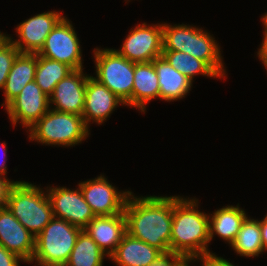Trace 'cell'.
Masks as SVG:
<instances>
[{
	"mask_svg": "<svg viewBox=\"0 0 267 266\" xmlns=\"http://www.w3.org/2000/svg\"><path fill=\"white\" fill-rule=\"evenodd\" d=\"M96 77L100 83L120 98L125 106L132 107L135 63L113 48H94Z\"/></svg>",
	"mask_w": 267,
	"mask_h": 266,
	"instance_id": "obj_6",
	"label": "cell"
},
{
	"mask_svg": "<svg viewBox=\"0 0 267 266\" xmlns=\"http://www.w3.org/2000/svg\"><path fill=\"white\" fill-rule=\"evenodd\" d=\"M79 41L72 22L64 17L49 33L44 46L37 54L67 64L73 70L84 69Z\"/></svg>",
	"mask_w": 267,
	"mask_h": 266,
	"instance_id": "obj_8",
	"label": "cell"
},
{
	"mask_svg": "<svg viewBox=\"0 0 267 266\" xmlns=\"http://www.w3.org/2000/svg\"><path fill=\"white\" fill-rule=\"evenodd\" d=\"M202 262V266H235V264L229 262L221 256H217L215 253L207 254L203 257L196 259L194 262Z\"/></svg>",
	"mask_w": 267,
	"mask_h": 266,
	"instance_id": "obj_30",
	"label": "cell"
},
{
	"mask_svg": "<svg viewBox=\"0 0 267 266\" xmlns=\"http://www.w3.org/2000/svg\"><path fill=\"white\" fill-rule=\"evenodd\" d=\"M196 198L173 196L170 250L185 255L192 264L213 253L208 249L209 214L198 210Z\"/></svg>",
	"mask_w": 267,
	"mask_h": 266,
	"instance_id": "obj_2",
	"label": "cell"
},
{
	"mask_svg": "<svg viewBox=\"0 0 267 266\" xmlns=\"http://www.w3.org/2000/svg\"><path fill=\"white\" fill-rule=\"evenodd\" d=\"M15 218L35 237L52 220V204L40 186L27 181L13 184L5 204Z\"/></svg>",
	"mask_w": 267,
	"mask_h": 266,
	"instance_id": "obj_3",
	"label": "cell"
},
{
	"mask_svg": "<svg viewBox=\"0 0 267 266\" xmlns=\"http://www.w3.org/2000/svg\"><path fill=\"white\" fill-rule=\"evenodd\" d=\"M120 105L123 106L125 103L93 76H88L82 113L88 128L91 122L102 125Z\"/></svg>",
	"mask_w": 267,
	"mask_h": 266,
	"instance_id": "obj_15",
	"label": "cell"
},
{
	"mask_svg": "<svg viewBox=\"0 0 267 266\" xmlns=\"http://www.w3.org/2000/svg\"><path fill=\"white\" fill-rule=\"evenodd\" d=\"M59 11H47L20 22L16 27L19 39L6 34L20 53H38L44 46L47 36L65 17Z\"/></svg>",
	"mask_w": 267,
	"mask_h": 266,
	"instance_id": "obj_12",
	"label": "cell"
},
{
	"mask_svg": "<svg viewBox=\"0 0 267 266\" xmlns=\"http://www.w3.org/2000/svg\"><path fill=\"white\" fill-rule=\"evenodd\" d=\"M257 55V57L261 60L264 68L267 71V34H263V40L257 51Z\"/></svg>",
	"mask_w": 267,
	"mask_h": 266,
	"instance_id": "obj_33",
	"label": "cell"
},
{
	"mask_svg": "<svg viewBox=\"0 0 267 266\" xmlns=\"http://www.w3.org/2000/svg\"><path fill=\"white\" fill-rule=\"evenodd\" d=\"M81 231L64 219L53 217L35 237V252L30 264L36 261L38 266H65Z\"/></svg>",
	"mask_w": 267,
	"mask_h": 266,
	"instance_id": "obj_5",
	"label": "cell"
},
{
	"mask_svg": "<svg viewBox=\"0 0 267 266\" xmlns=\"http://www.w3.org/2000/svg\"><path fill=\"white\" fill-rule=\"evenodd\" d=\"M162 56L179 73L186 76L192 82L196 75H203L209 78H218L219 75L204 61L194 56L179 51H163Z\"/></svg>",
	"mask_w": 267,
	"mask_h": 266,
	"instance_id": "obj_26",
	"label": "cell"
},
{
	"mask_svg": "<svg viewBox=\"0 0 267 266\" xmlns=\"http://www.w3.org/2000/svg\"><path fill=\"white\" fill-rule=\"evenodd\" d=\"M105 257L109 258L97 243L82 230L65 266H103Z\"/></svg>",
	"mask_w": 267,
	"mask_h": 266,
	"instance_id": "obj_24",
	"label": "cell"
},
{
	"mask_svg": "<svg viewBox=\"0 0 267 266\" xmlns=\"http://www.w3.org/2000/svg\"><path fill=\"white\" fill-rule=\"evenodd\" d=\"M189 25L163 23V51L188 53Z\"/></svg>",
	"mask_w": 267,
	"mask_h": 266,
	"instance_id": "obj_27",
	"label": "cell"
},
{
	"mask_svg": "<svg viewBox=\"0 0 267 266\" xmlns=\"http://www.w3.org/2000/svg\"><path fill=\"white\" fill-rule=\"evenodd\" d=\"M248 217L245 210L236 206L227 205L209 214V239L213 240L215 235L227 241L230 245L241 228V225Z\"/></svg>",
	"mask_w": 267,
	"mask_h": 266,
	"instance_id": "obj_21",
	"label": "cell"
},
{
	"mask_svg": "<svg viewBox=\"0 0 267 266\" xmlns=\"http://www.w3.org/2000/svg\"><path fill=\"white\" fill-rule=\"evenodd\" d=\"M37 53H19L15 58L3 87L6 107L31 81L35 80Z\"/></svg>",
	"mask_w": 267,
	"mask_h": 266,
	"instance_id": "obj_20",
	"label": "cell"
},
{
	"mask_svg": "<svg viewBox=\"0 0 267 266\" xmlns=\"http://www.w3.org/2000/svg\"><path fill=\"white\" fill-rule=\"evenodd\" d=\"M263 220L267 223V214L264 216Z\"/></svg>",
	"mask_w": 267,
	"mask_h": 266,
	"instance_id": "obj_38",
	"label": "cell"
},
{
	"mask_svg": "<svg viewBox=\"0 0 267 266\" xmlns=\"http://www.w3.org/2000/svg\"><path fill=\"white\" fill-rule=\"evenodd\" d=\"M5 35H6L5 33H2V32L0 31V40H1Z\"/></svg>",
	"mask_w": 267,
	"mask_h": 266,
	"instance_id": "obj_37",
	"label": "cell"
},
{
	"mask_svg": "<svg viewBox=\"0 0 267 266\" xmlns=\"http://www.w3.org/2000/svg\"><path fill=\"white\" fill-rule=\"evenodd\" d=\"M127 233L161 251L170 250L173 196H136L127 199Z\"/></svg>",
	"mask_w": 267,
	"mask_h": 266,
	"instance_id": "obj_1",
	"label": "cell"
},
{
	"mask_svg": "<svg viewBox=\"0 0 267 266\" xmlns=\"http://www.w3.org/2000/svg\"><path fill=\"white\" fill-rule=\"evenodd\" d=\"M85 201L95 216H111L124 213L129 190L118 191L104 175L78 183Z\"/></svg>",
	"mask_w": 267,
	"mask_h": 266,
	"instance_id": "obj_9",
	"label": "cell"
},
{
	"mask_svg": "<svg viewBox=\"0 0 267 266\" xmlns=\"http://www.w3.org/2000/svg\"><path fill=\"white\" fill-rule=\"evenodd\" d=\"M1 149H3V153L2 154H5L4 156L7 157L6 155V152H7V149H6V143L3 142L1 143V146H0ZM4 157V159L1 160L0 162V175L3 176V177H6L5 175L7 174V165H6V158Z\"/></svg>",
	"mask_w": 267,
	"mask_h": 266,
	"instance_id": "obj_34",
	"label": "cell"
},
{
	"mask_svg": "<svg viewBox=\"0 0 267 266\" xmlns=\"http://www.w3.org/2000/svg\"><path fill=\"white\" fill-rule=\"evenodd\" d=\"M83 70H73L56 84L53 93L49 96L51 109L82 116L85 104V89L89 76L83 73Z\"/></svg>",
	"mask_w": 267,
	"mask_h": 266,
	"instance_id": "obj_13",
	"label": "cell"
},
{
	"mask_svg": "<svg viewBox=\"0 0 267 266\" xmlns=\"http://www.w3.org/2000/svg\"><path fill=\"white\" fill-rule=\"evenodd\" d=\"M188 54L206 62L220 78L224 79L227 76L220 46L215 38L202 27L189 25Z\"/></svg>",
	"mask_w": 267,
	"mask_h": 266,
	"instance_id": "obj_17",
	"label": "cell"
},
{
	"mask_svg": "<svg viewBox=\"0 0 267 266\" xmlns=\"http://www.w3.org/2000/svg\"><path fill=\"white\" fill-rule=\"evenodd\" d=\"M50 109L49 96L35 80L26 84L22 91L5 107L9 120L15 127L19 122L30 129Z\"/></svg>",
	"mask_w": 267,
	"mask_h": 266,
	"instance_id": "obj_11",
	"label": "cell"
},
{
	"mask_svg": "<svg viewBox=\"0 0 267 266\" xmlns=\"http://www.w3.org/2000/svg\"><path fill=\"white\" fill-rule=\"evenodd\" d=\"M27 132L40 144L72 147L90 135L82 116L49 109Z\"/></svg>",
	"mask_w": 267,
	"mask_h": 266,
	"instance_id": "obj_4",
	"label": "cell"
},
{
	"mask_svg": "<svg viewBox=\"0 0 267 266\" xmlns=\"http://www.w3.org/2000/svg\"><path fill=\"white\" fill-rule=\"evenodd\" d=\"M72 71L73 69L67 64L37 54L35 82L47 96H50L56 84Z\"/></svg>",
	"mask_w": 267,
	"mask_h": 266,
	"instance_id": "obj_25",
	"label": "cell"
},
{
	"mask_svg": "<svg viewBox=\"0 0 267 266\" xmlns=\"http://www.w3.org/2000/svg\"><path fill=\"white\" fill-rule=\"evenodd\" d=\"M83 230L110 256L127 233L125 214L95 216Z\"/></svg>",
	"mask_w": 267,
	"mask_h": 266,
	"instance_id": "obj_16",
	"label": "cell"
},
{
	"mask_svg": "<svg viewBox=\"0 0 267 266\" xmlns=\"http://www.w3.org/2000/svg\"><path fill=\"white\" fill-rule=\"evenodd\" d=\"M0 245L30 263L35 252V236L29 232L5 205L0 207Z\"/></svg>",
	"mask_w": 267,
	"mask_h": 266,
	"instance_id": "obj_14",
	"label": "cell"
},
{
	"mask_svg": "<svg viewBox=\"0 0 267 266\" xmlns=\"http://www.w3.org/2000/svg\"><path fill=\"white\" fill-rule=\"evenodd\" d=\"M161 250L126 233L109 256L117 266H148Z\"/></svg>",
	"mask_w": 267,
	"mask_h": 266,
	"instance_id": "obj_19",
	"label": "cell"
},
{
	"mask_svg": "<svg viewBox=\"0 0 267 266\" xmlns=\"http://www.w3.org/2000/svg\"><path fill=\"white\" fill-rule=\"evenodd\" d=\"M46 191L52 204L54 217L64 219L82 230L95 217L79 185L74 190L64 186H47Z\"/></svg>",
	"mask_w": 267,
	"mask_h": 266,
	"instance_id": "obj_10",
	"label": "cell"
},
{
	"mask_svg": "<svg viewBox=\"0 0 267 266\" xmlns=\"http://www.w3.org/2000/svg\"><path fill=\"white\" fill-rule=\"evenodd\" d=\"M134 85L132 88V107L146 112V105L159 98L158 75L153 62L135 63Z\"/></svg>",
	"mask_w": 267,
	"mask_h": 266,
	"instance_id": "obj_22",
	"label": "cell"
},
{
	"mask_svg": "<svg viewBox=\"0 0 267 266\" xmlns=\"http://www.w3.org/2000/svg\"><path fill=\"white\" fill-rule=\"evenodd\" d=\"M261 19L264 28L263 34H267V12L264 15H262Z\"/></svg>",
	"mask_w": 267,
	"mask_h": 266,
	"instance_id": "obj_36",
	"label": "cell"
},
{
	"mask_svg": "<svg viewBox=\"0 0 267 266\" xmlns=\"http://www.w3.org/2000/svg\"><path fill=\"white\" fill-rule=\"evenodd\" d=\"M152 62L158 75L159 99L171 102L185 98L193 82L172 67L163 56Z\"/></svg>",
	"mask_w": 267,
	"mask_h": 266,
	"instance_id": "obj_18",
	"label": "cell"
},
{
	"mask_svg": "<svg viewBox=\"0 0 267 266\" xmlns=\"http://www.w3.org/2000/svg\"><path fill=\"white\" fill-rule=\"evenodd\" d=\"M19 181H11L7 177H3L0 175V207L5 206L6 200H7V195L10 187L13 184L19 183Z\"/></svg>",
	"mask_w": 267,
	"mask_h": 266,
	"instance_id": "obj_32",
	"label": "cell"
},
{
	"mask_svg": "<svg viewBox=\"0 0 267 266\" xmlns=\"http://www.w3.org/2000/svg\"><path fill=\"white\" fill-rule=\"evenodd\" d=\"M230 246L237 255L244 257H258L263 254L260 220L247 217Z\"/></svg>",
	"mask_w": 267,
	"mask_h": 266,
	"instance_id": "obj_23",
	"label": "cell"
},
{
	"mask_svg": "<svg viewBox=\"0 0 267 266\" xmlns=\"http://www.w3.org/2000/svg\"><path fill=\"white\" fill-rule=\"evenodd\" d=\"M115 50L134 63L152 62L155 58L162 56L163 23L137 24L130 29L121 48Z\"/></svg>",
	"mask_w": 267,
	"mask_h": 266,
	"instance_id": "obj_7",
	"label": "cell"
},
{
	"mask_svg": "<svg viewBox=\"0 0 267 266\" xmlns=\"http://www.w3.org/2000/svg\"><path fill=\"white\" fill-rule=\"evenodd\" d=\"M191 261L183 254L173 250L161 251L148 266H188Z\"/></svg>",
	"mask_w": 267,
	"mask_h": 266,
	"instance_id": "obj_29",
	"label": "cell"
},
{
	"mask_svg": "<svg viewBox=\"0 0 267 266\" xmlns=\"http://www.w3.org/2000/svg\"><path fill=\"white\" fill-rule=\"evenodd\" d=\"M261 239L264 252L267 251V223L262 219L260 220Z\"/></svg>",
	"mask_w": 267,
	"mask_h": 266,
	"instance_id": "obj_35",
	"label": "cell"
},
{
	"mask_svg": "<svg viewBox=\"0 0 267 266\" xmlns=\"http://www.w3.org/2000/svg\"><path fill=\"white\" fill-rule=\"evenodd\" d=\"M19 53L18 48L6 35L0 40V89H3L12 64Z\"/></svg>",
	"mask_w": 267,
	"mask_h": 266,
	"instance_id": "obj_28",
	"label": "cell"
},
{
	"mask_svg": "<svg viewBox=\"0 0 267 266\" xmlns=\"http://www.w3.org/2000/svg\"><path fill=\"white\" fill-rule=\"evenodd\" d=\"M20 261L24 262L18 255L0 245V266H20Z\"/></svg>",
	"mask_w": 267,
	"mask_h": 266,
	"instance_id": "obj_31",
	"label": "cell"
}]
</instances>
